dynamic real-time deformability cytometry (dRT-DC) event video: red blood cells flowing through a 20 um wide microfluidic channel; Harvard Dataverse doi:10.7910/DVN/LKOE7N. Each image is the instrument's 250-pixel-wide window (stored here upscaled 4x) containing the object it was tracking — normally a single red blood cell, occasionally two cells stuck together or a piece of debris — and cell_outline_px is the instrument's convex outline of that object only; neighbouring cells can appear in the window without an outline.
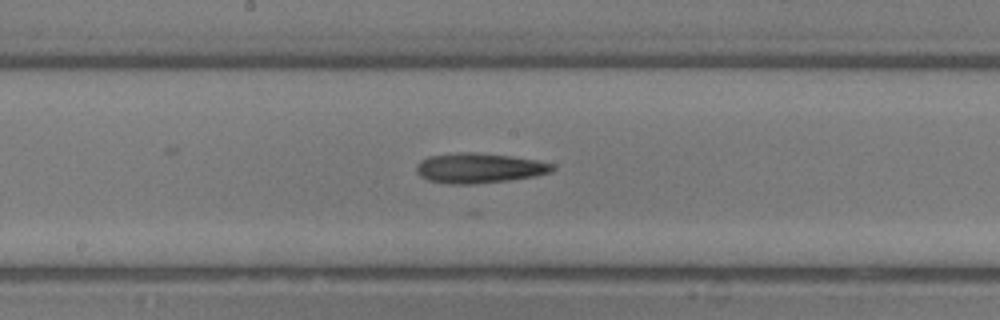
{"species": "common noctule bat (a hibernating species)", "species_latin": "Nyctalus noctula", "temperature_condition": "room temperature", "stored_images_in_passage": 13, "camera_frame_rate_fps": 3000, "um_per_image_px": 0.085, "animal": {"sex": "male", "body_mass_g": 13.3}, "frame": {"image": 1, "passage_image": 9, "time_ms": 2.667, "image_size_px": [1000, 320], "cell_outline_px": [[556, 168], [552, 172], [536, 176], [508, 180], [472, 184], [448, 184], [428, 180], [420, 176], [416, 172], [416, 164], [420, 160], [428, 156], [456, 152], [476, 152], [512, 156], [536, 160], [556, 164]], "centroid_in_image_um": [40.73, 14.28], "position_along_channel_um": 207.5, "area_um2": 24.1}}